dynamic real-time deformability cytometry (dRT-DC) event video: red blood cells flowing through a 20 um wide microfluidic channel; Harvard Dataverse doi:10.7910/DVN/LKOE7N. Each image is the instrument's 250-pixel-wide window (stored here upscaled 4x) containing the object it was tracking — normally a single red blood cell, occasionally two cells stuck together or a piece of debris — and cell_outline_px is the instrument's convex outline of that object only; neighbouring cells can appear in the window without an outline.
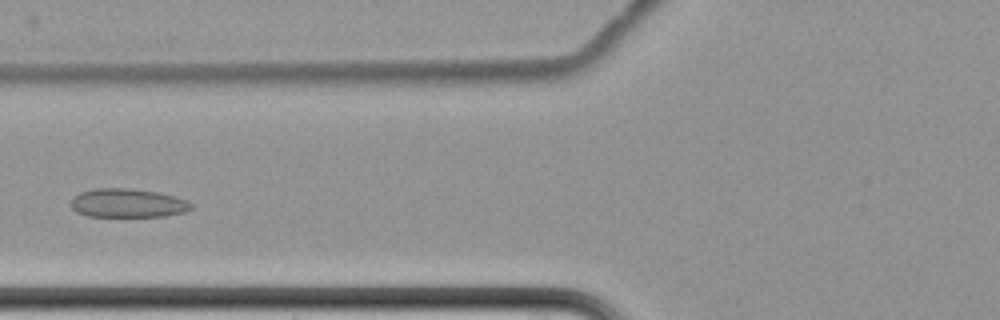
{"species": "common noctule bat (a hibernating species)", "species_latin": "Nyctalus noctula", "temperature_condition": "cold", "stored_images_in_passage": 6, "camera_frame_rate_fps": 3000, "um_per_image_px": 0.085, "animal": {"sex": "female", "body_mass_g": 22.7, "forearm_length_mm": 54.2}, "frame": {"image": 1, "passage_image": 6, "time_ms": 6.0, "image_size_px": [1000, 320], "cell_outline_px": [[192, 208], [184, 212], [164, 216], [88, 216], [76, 212], [68, 204], [80, 192], [96, 188], [128, 188], [156, 192], [188, 200], [192, 204]], "centroid_in_image_um": [10.83, 17.26], "position_along_channel_um": 115.0, "area_um2": 20.06}}